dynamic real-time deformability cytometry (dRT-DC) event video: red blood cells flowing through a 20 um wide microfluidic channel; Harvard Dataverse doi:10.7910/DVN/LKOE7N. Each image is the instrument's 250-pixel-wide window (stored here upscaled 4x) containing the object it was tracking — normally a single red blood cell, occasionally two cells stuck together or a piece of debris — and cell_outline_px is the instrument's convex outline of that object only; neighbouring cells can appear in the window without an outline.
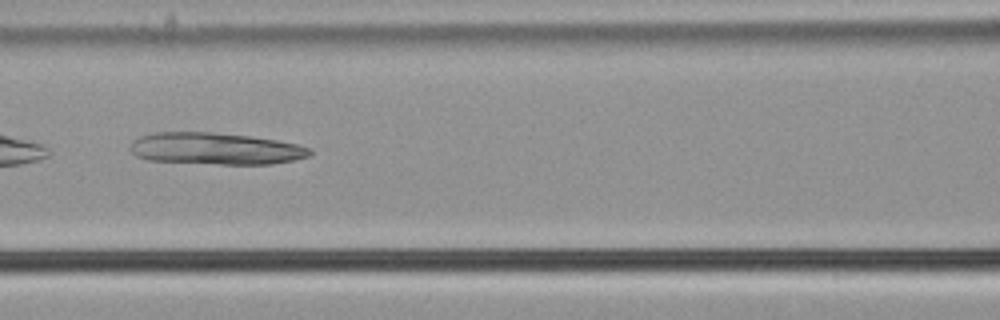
{"species": "common noctule bat (a hibernating species)", "species_latin": "Nyctalus noctula", "temperature_condition": "cold", "stored_images_in_passage": 35, "camera_frame_rate_fps": 3000, "um_per_image_px": 0.085, "animal": {"sex": "male", "body_mass_g": 21.5, "forearm_length_mm": 52.0}, "frame": {"image": 1, "passage_image": 7, "time_ms": 2.0, "image_size_px": [1000, 320], "cell_outline_px": [[312, 152], [308, 156], [292, 160], [272, 164], [220, 164], [148, 160], [136, 156], [128, 148], [132, 140], [140, 136], [156, 132], [212, 132], [248, 136], [276, 140], [296, 144], [312, 148]], "centroid_in_image_um": [18.28, 12.63], "position_along_channel_um": 148.3, "area_um2": 33.29}}
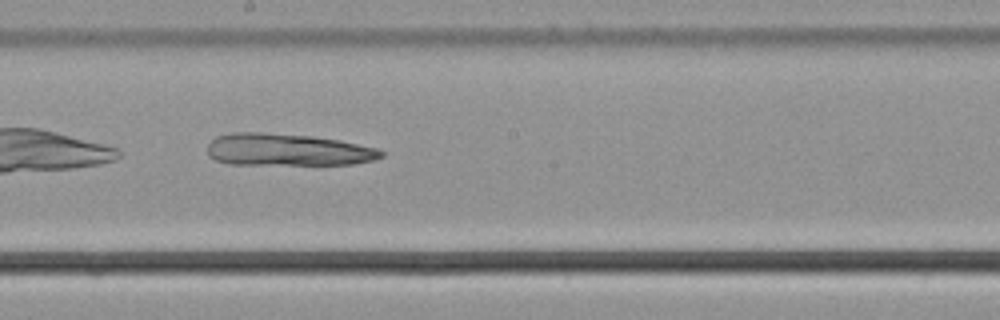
{"frame": {"image": 2, "passage_image": 13, "time_ms": 4.0, "image_size_px": [1000, 320], "cell_outline_px": [[384, 156], [372, 160], [352, 164], [228, 164], [216, 160], [208, 156], [208, 144], [216, 136], [232, 132], [260, 132], [312, 136], [340, 140], [376, 148], [384, 152]], "centroid_in_image_um": [24.41, 12.72], "position_along_channel_um": 223.8, "area_um2": 32.54}}
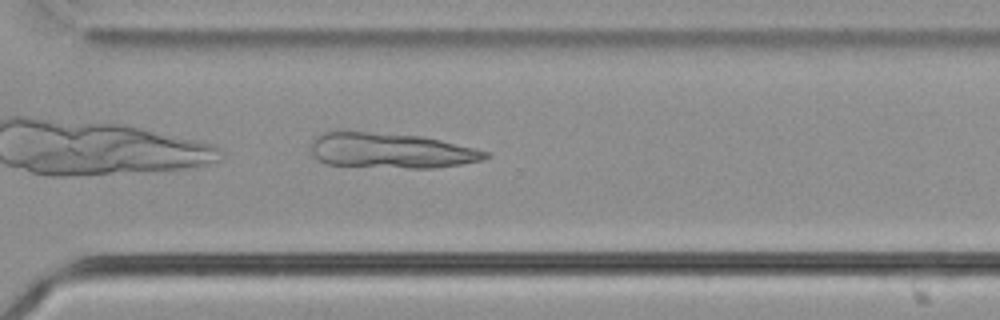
{"frame": {"image": 3, "passage_image": 22, "time_ms": 7.0, "image_size_px": [1000, 320], "cell_outline_px": [[488, 156], [484, 160], [460, 164], [432, 168], [408, 168], [324, 164], [312, 152], [312, 140], [316, 136], [324, 132], [368, 132], [420, 136], [440, 140], [476, 148], [488, 152]], "centroid_in_image_um": [33.25, 12.81], "position_along_channel_um": 337.3, "area_um2": 35.37}}